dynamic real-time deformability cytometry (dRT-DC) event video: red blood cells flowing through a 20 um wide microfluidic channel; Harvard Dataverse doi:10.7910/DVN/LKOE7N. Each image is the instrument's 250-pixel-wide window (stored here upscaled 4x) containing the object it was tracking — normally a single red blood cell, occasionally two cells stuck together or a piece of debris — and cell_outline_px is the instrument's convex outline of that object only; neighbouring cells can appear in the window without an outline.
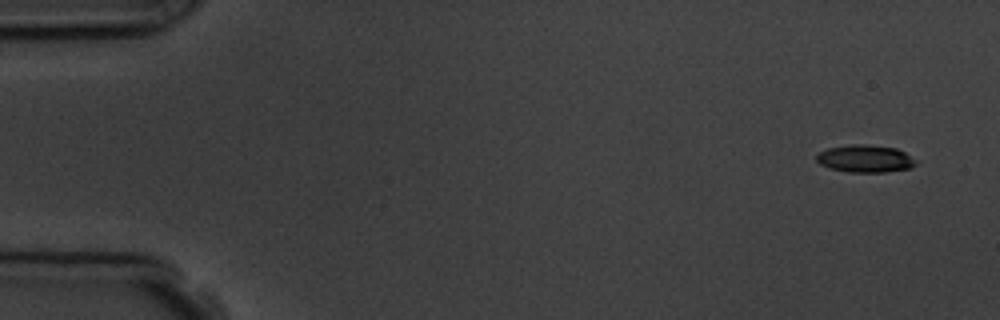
{"species": "common noctule bat (a hibernating species)", "species_latin": "Nyctalus noctula", "temperature_condition": "room temperature", "stored_images_in_passage": 6, "camera_frame_rate_fps": 3000, "um_per_image_px": 0.085, "animal": {"sex": "male", "body_mass_g": 19.5, "forearm_length_mm": 54.6}, "frame": {"image": 1, "passage_image": 1, "time_ms": 0.0, "image_size_px": [1000, 320], "cell_outline_px": [[916, 164], [912, 168], [884, 172], [848, 172], [828, 168], [820, 164], [816, 160], [816, 156], [820, 152], [828, 148], [852, 144], [864, 144], [896, 148], [904, 152], [916, 160]], "centroid_in_image_um": [73.54, 13.49], "position_along_channel_um": 11.5, "area_um2": 15.9}}
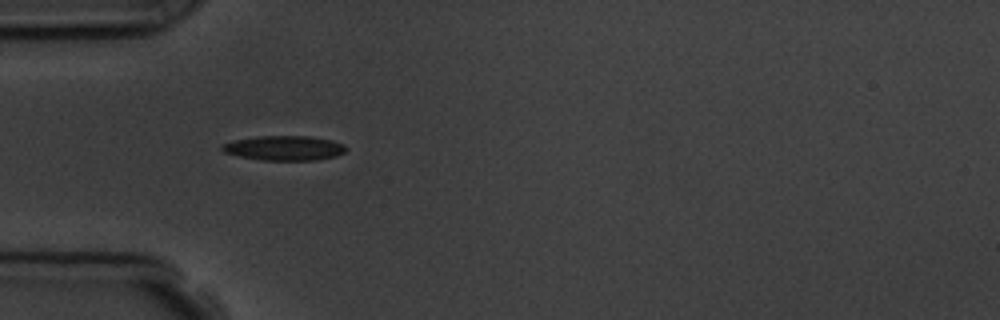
{"frame": {"image": 2, "passage_image": 5, "time_ms": 4.667, "image_size_px": [1000, 320], "cell_outline_px": [[348, 148], [344, 152], [336, 156], [316, 160], [264, 160], [240, 156], [224, 152], [220, 148], [224, 144], [236, 140], [256, 136], [308, 136], [332, 140], [344, 144]], "centroid_in_image_um": [24.21, 12.58], "position_along_channel_um": 60.8, "area_um2": 17.69}}